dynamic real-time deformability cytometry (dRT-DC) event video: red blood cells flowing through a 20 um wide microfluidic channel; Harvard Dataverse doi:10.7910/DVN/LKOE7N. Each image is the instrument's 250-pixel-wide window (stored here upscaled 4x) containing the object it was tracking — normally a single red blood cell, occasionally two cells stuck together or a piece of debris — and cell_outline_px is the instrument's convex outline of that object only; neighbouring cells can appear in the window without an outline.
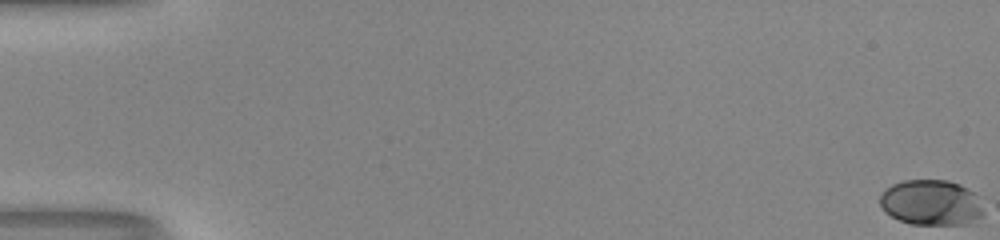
{"species": "human", "species_latin": "Homo sapiens", "temperature_condition": "room temperature", "stored_images_in_passage": 54, "camera_frame_rate_fps": 3000, "um_per_image_px": 0.085, "donor": {"sex": "male"}, "frame": {"image": 1, "passage_image": 1, "time_ms": 0.0, "image_size_px": [1000, 240], "cell_outline_px": [[984, 216], [968, 224], [912, 224], [900, 220], [884, 212], [880, 204], [880, 196], [892, 184], [904, 180], [948, 180], [960, 184], [968, 188], [972, 192], [984, 212]], "centroid_in_image_um": [79.15, 17.22], "position_along_channel_um": 5.9, "area_um2": 27.28}}
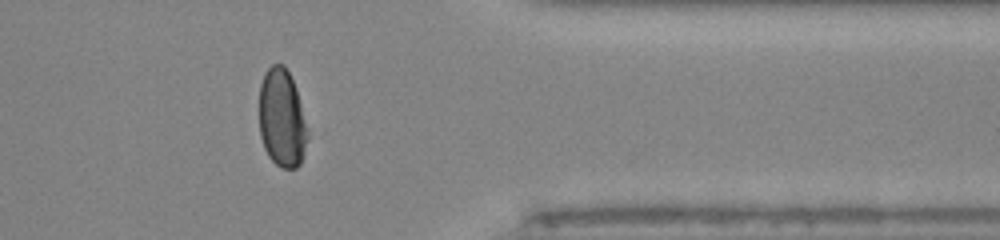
{"frame": {"image": 2, "passage_image": 45, "time_ms": 14.667, "image_size_px": [1000, 240], "cell_outline_px": [[312, 132], [300, 164], [296, 168], [284, 168], [276, 164], [268, 156], [264, 148], [260, 136], [260, 84], [264, 72], [272, 64], [284, 64], [296, 88]], "centroid_in_image_um": [24.02, 10.07], "position_along_channel_um": 387.4, "area_um2": 28.5}}
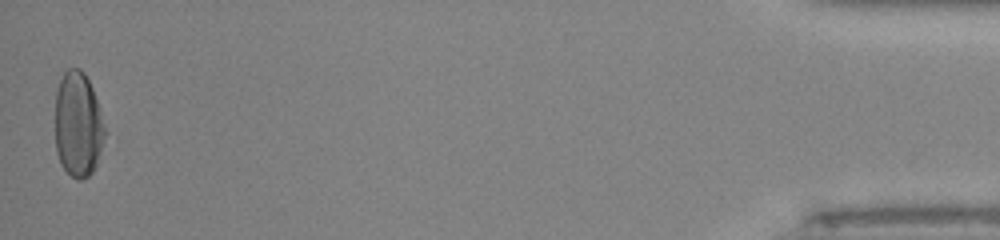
{"frame": {"image": 3, "passage_image": 54, "time_ms": 17.667, "image_size_px": [1000, 240], "cell_outline_px": [[108, 132], [96, 164], [92, 172], [88, 176], [80, 180], [76, 180], [60, 164], [56, 152], [56, 92], [60, 80], [64, 72], [68, 68], [80, 68], [84, 72], [92, 88]], "centroid_in_image_um": [6.65, 10.6], "position_along_channel_um": 428.5, "area_um2": 30.69}, "authors_computed_cell_mechanics": {"area_um2": 30.634, "velocity_mm_per_s": 4.0187, "shape_relaxation_time_tau1_ms": 3.5445, "shape_relaxation_time_tau2_ms": null, "deformation_change_tau1": 0.1748, "deformation_change_tau2": null}}